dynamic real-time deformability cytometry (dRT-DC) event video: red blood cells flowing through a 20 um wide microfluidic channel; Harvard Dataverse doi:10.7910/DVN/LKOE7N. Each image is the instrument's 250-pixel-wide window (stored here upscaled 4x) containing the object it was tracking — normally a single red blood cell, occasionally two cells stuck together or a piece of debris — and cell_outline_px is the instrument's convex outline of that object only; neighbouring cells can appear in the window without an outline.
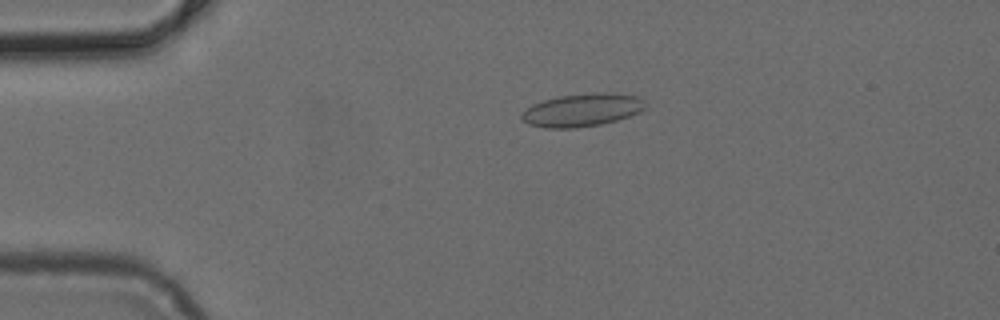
{"species": "common noctule bat (a hibernating species)", "species_latin": "Nyctalus noctula", "temperature_condition": "cold", "stored_images_in_passage": 38, "camera_frame_rate_fps": 3000, "um_per_image_px": 0.085, "animal": {"sex": "female", "body_mass_g": 24.6, "forearm_length_mm": 56.2}, "frame": {"image": 1, "passage_image": 6, "time_ms": 1.667, "image_size_px": [1000, 320], "cell_outline_px": [[644, 108], [640, 112], [616, 120], [600, 124], [576, 128], [544, 128], [528, 124], [520, 116], [532, 104], [544, 100], [560, 96], [596, 92], [612, 92], [636, 96], [644, 100]], "centroid_in_image_um": [49.48, 9.35], "position_along_channel_um": 35.5, "area_um2": 23.58}}
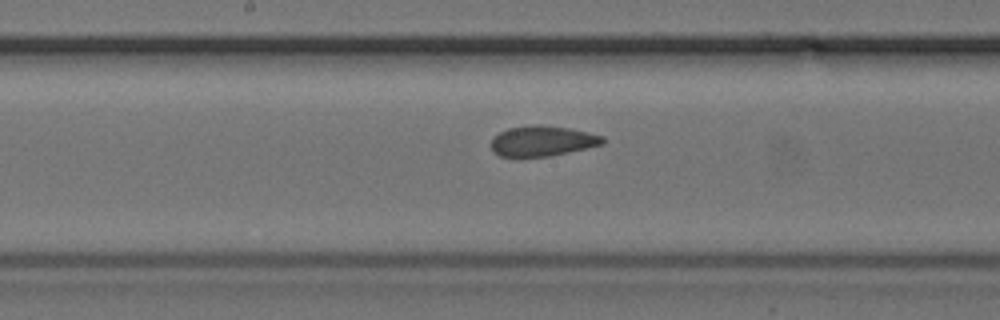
{"frame": {"image": 2, "passage_image": 21, "time_ms": 6.667, "image_size_px": [1000, 320], "cell_outline_px": [[604, 144], [568, 152], [548, 156], [500, 156], [492, 152], [492, 140], [500, 132], [508, 128], [536, 124], [540, 124], [568, 128], [588, 132], [604, 136]], "centroid_in_image_um": [46.12, 11.97], "position_along_channel_um": 202.1, "area_um2": 19.54}}
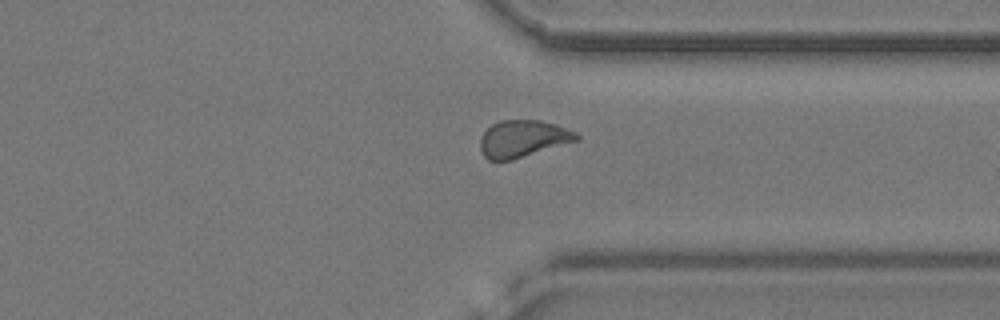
{"frame": {"image": 3, "passage_image": 33, "time_ms": 10.667, "image_size_px": [1000, 320], "cell_outline_px": [[580, 140], [512, 160], [488, 160], [484, 156], [480, 148], [480, 136], [492, 124], [500, 120], [540, 120], [576, 132], [580, 136]], "centroid_in_image_um": [44.44, 11.8], "position_along_channel_um": 367.0, "area_um2": 20.75}}